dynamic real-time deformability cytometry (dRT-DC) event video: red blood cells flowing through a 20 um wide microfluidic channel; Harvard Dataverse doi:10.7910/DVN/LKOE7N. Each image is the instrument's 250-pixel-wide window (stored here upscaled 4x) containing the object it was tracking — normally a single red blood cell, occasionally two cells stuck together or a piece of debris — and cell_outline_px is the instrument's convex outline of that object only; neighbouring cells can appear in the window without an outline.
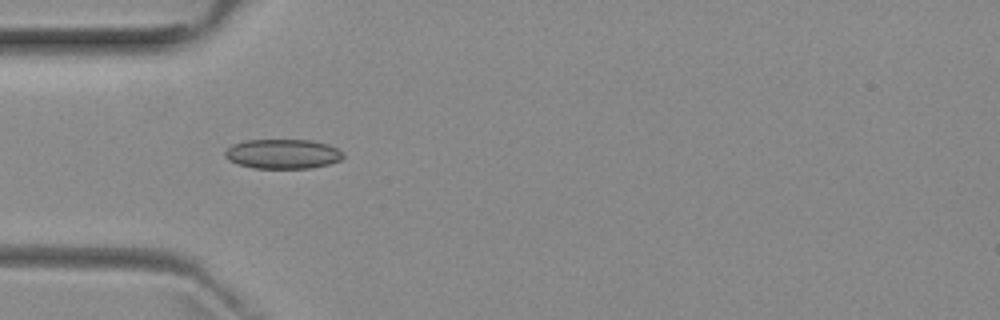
{"species": "common noctule bat (a hibernating species)", "species_latin": "Nyctalus noctula", "temperature_condition": "room temperature", "stored_images_in_passage": 2, "camera_frame_rate_fps": 3000, "um_per_image_px": 0.085, "animal": {"sex": "female", "body_mass_g": 29.2, "forearm_length_mm": 56.3}, "frame": {"image": 1, "passage_image": 1, "time_ms": 0.0, "image_size_px": [1000, 320], "cell_outline_px": [[344, 156], [340, 160], [328, 164], [312, 168], [252, 168], [228, 160], [224, 156], [224, 152], [232, 144], [244, 140], [312, 140], [328, 144], [344, 152]], "centroid_in_image_um": [24.03, 13.08], "position_along_channel_um": 61.0, "area_um2": 20.46}}
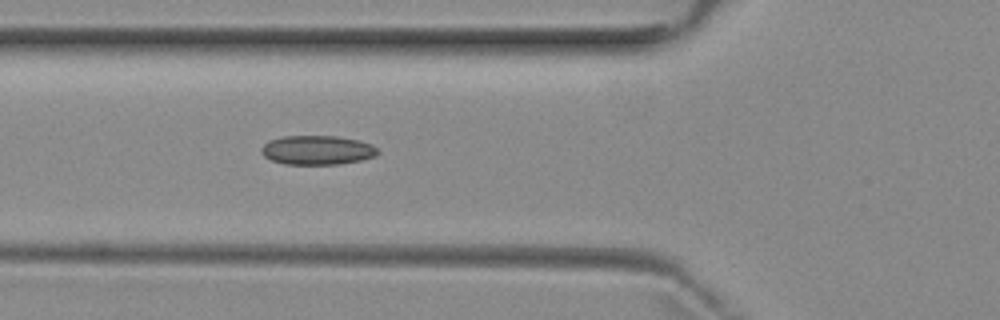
{"frame": {"image": 2, "passage_image": 2, "time_ms": 1.0, "image_size_px": [1000, 320], "cell_outline_px": [[380, 152], [376, 156], [360, 160], [340, 164], [284, 164], [272, 160], [264, 156], [260, 152], [260, 148], [268, 140], [284, 136], [336, 136], [360, 140], [372, 144]], "centroid_in_image_um": [26.96, 12.75], "position_along_channel_um": 98.8, "area_um2": 19.94}}